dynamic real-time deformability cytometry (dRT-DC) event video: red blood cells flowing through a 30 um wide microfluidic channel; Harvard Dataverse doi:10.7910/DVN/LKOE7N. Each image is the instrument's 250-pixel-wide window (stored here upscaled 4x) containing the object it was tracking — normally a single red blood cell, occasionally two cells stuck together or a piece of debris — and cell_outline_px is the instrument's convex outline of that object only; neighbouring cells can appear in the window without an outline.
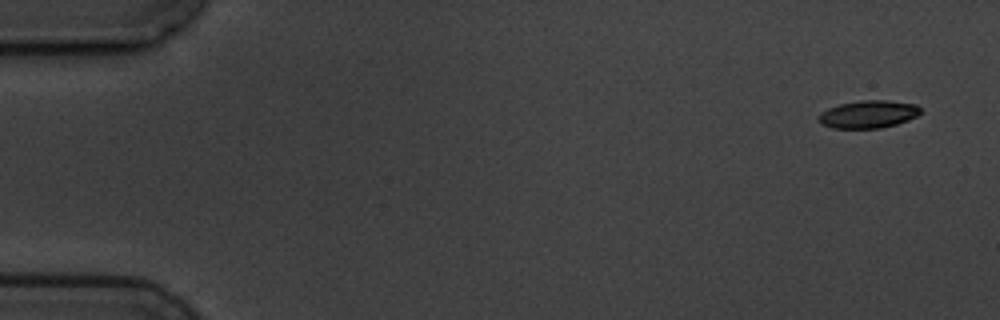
{"species": "common noctule bat (a hibernating species)", "species_latin": "Nyctalus noctula", "temperature_condition": "cold", "stored_images_in_passage": 4, "camera_frame_rate_fps": 3000, "um_per_image_px": 0.085, "animal": {"sex": "male", "body_mass_g": 19.5, "forearm_length_mm": 54.6}, "frame": {"image": 1, "passage_image": 1, "time_ms": 0.0, "image_size_px": [1000, 320], "cell_outline_px": [[920, 112], [916, 116], [908, 120], [896, 124], [880, 128], [832, 128], [820, 124], [816, 120], [820, 112], [828, 108], [840, 104], [860, 100], [888, 100], [916, 104], [920, 108]], "centroid_in_image_um": [73.76, 9.71], "position_along_channel_um": 11.2, "area_um2": 16.53}}
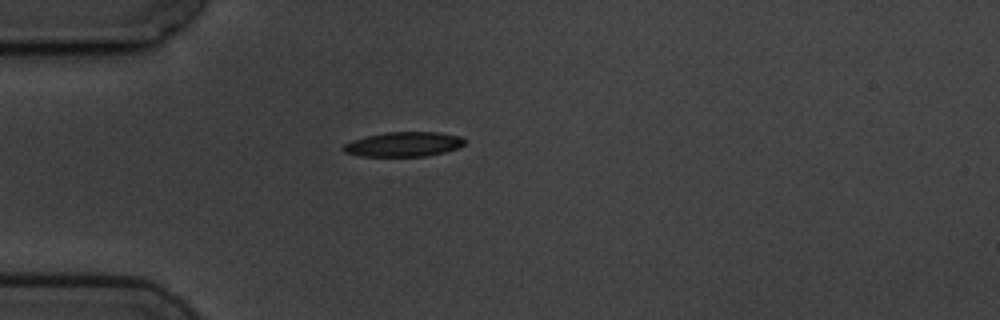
{"frame": {"image": 2, "passage_image": 4, "time_ms": 4.333, "image_size_px": [1000, 320], "cell_outline_px": [[464, 144], [456, 148], [444, 152], [424, 156], [360, 156], [344, 152], [340, 148], [344, 144], [352, 140], [368, 136], [388, 132], [440, 132], [460, 136], [464, 140]], "centroid_in_image_um": [34.28, 12.26], "position_along_channel_um": 50.7, "area_um2": 17.28}}